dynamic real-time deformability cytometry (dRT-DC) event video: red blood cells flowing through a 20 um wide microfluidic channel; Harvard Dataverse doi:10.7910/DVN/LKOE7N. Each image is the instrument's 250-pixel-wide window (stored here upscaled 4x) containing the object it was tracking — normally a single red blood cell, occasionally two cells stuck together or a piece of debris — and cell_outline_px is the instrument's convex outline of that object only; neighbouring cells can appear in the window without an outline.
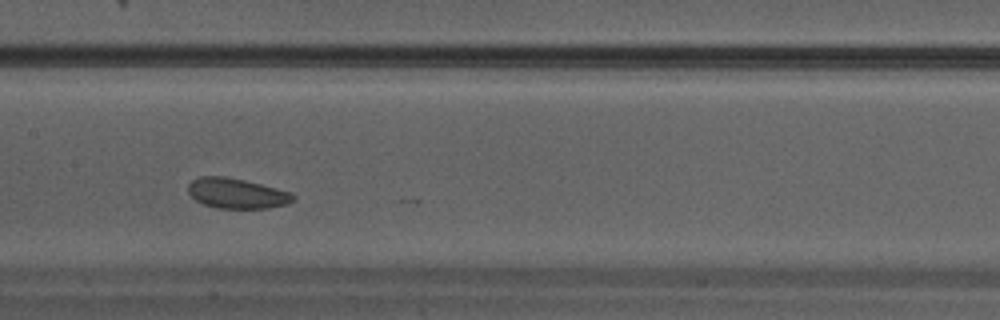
{"species": "Egyptian fruit bat (a non-hibernating species)", "species_latin": "Rousettus aegyptiacus", "temperature_condition": "warm", "stored_images_in_passage": 12, "camera_frame_rate_fps": 3000, "um_per_image_px": 0.085, "animal": {"sex": "male"}, "frame": {"image": 1, "passage_image": 10, "time_ms": 3.0, "image_size_px": [1000, 320], "cell_outline_px": [[296, 196], [288, 204], [268, 208], [216, 208], [204, 204], [196, 200], [188, 192], [188, 184], [192, 180], [200, 176], [224, 176], [244, 180], [292, 192]], "centroid_in_image_um": [20.12, 16.43], "position_along_channel_um": 187.3, "area_um2": 18.44}}